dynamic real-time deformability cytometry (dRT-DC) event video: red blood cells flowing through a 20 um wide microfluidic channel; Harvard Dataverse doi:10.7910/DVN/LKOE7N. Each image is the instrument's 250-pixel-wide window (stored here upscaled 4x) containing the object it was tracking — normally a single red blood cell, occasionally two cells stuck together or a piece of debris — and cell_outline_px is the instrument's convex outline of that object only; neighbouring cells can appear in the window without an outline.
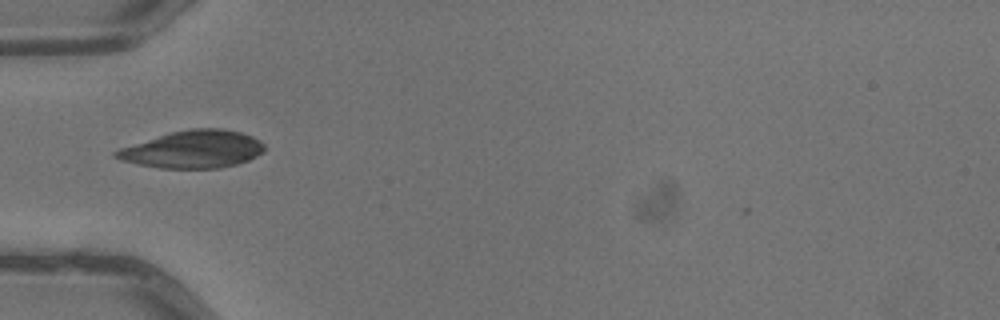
{"species": "common noctule bat (a hibernating species)", "species_latin": "Nyctalus noctula", "temperature_condition": "warm", "stored_images_in_passage": 2, "camera_frame_rate_fps": 3000, "um_per_image_px": 0.085, "animal": {"sex": "male", "body_mass_g": 13.3}, "frame": {"image": 1, "passage_image": 1, "time_ms": 0.0, "image_size_px": [1000, 320], "cell_outline_px": [[264, 152], [248, 160], [236, 164], [220, 168], [160, 168], [120, 160], [112, 156], [112, 152], [120, 148], [168, 132], [192, 128], [220, 128], [240, 132], [252, 136], [260, 140], [264, 144]], "centroid_in_image_um": [16.4, 12.68], "position_along_channel_um": 68.6, "area_um2": 32.48}}
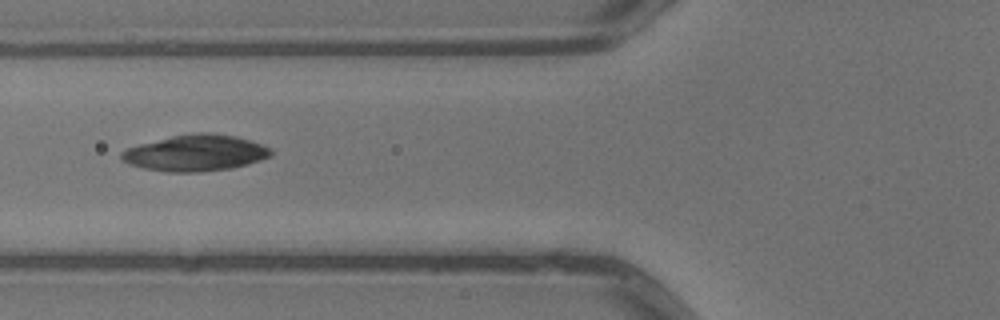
{"frame": {"image": 2, "passage_image": 2, "time_ms": 0.333, "image_size_px": [1000, 320], "cell_outline_px": [[272, 156], [248, 164], [232, 168], [200, 172], [168, 172], [144, 168], [128, 164], [120, 160], [120, 152], [128, 148], [140, 144], [172, 136], [192, 132], [208, 132], [236, 136], [252, 140], [268, 148], [272, 152]], "centroid_in_image_um": [16.61, 13.0], "position_along_channel_um": 109.2, "area_um2": 31.67}}